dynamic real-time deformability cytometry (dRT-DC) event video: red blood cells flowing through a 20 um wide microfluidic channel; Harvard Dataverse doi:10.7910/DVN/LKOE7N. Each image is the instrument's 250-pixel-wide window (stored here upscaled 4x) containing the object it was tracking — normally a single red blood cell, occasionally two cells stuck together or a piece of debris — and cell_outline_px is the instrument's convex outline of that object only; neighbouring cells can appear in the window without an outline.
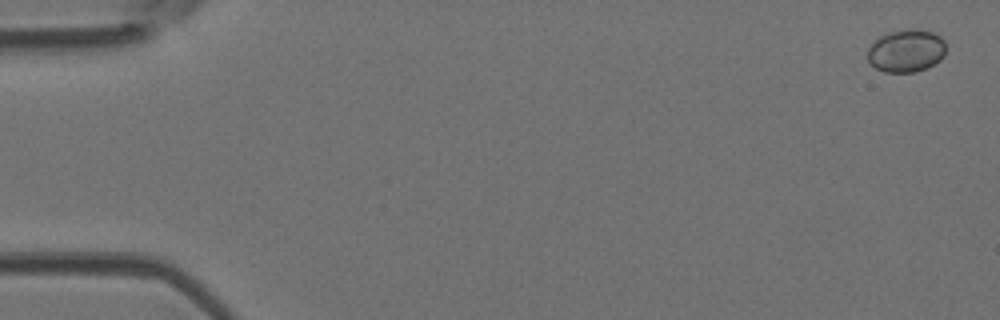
{"species": "Egyptian fruit bat (a non-hibernating species)", "species_latin": "Rousettus aegyptiacus", "temperature_condition": "room temperature", "stored_images_in_passage": 5, "camera_frame_rate_fps": 3000, "um_per_image_px": 0.085, "animal": {"sex": "female"}, "frame": {"image": 1, "passage_image": 1, "time_ms": 0.0, "image_size_px": [1000, 320], "cell_outline_px": [[944, 56], [940, 60], [916, 72], [884, 72], [876, 68], [868, 60], [868, 48], [880, 36], [888, 32], [912, 28], [920, 28], [932, 32], [940, 36], [944, 40]], "centroid_in_image_um": [77.03, 4.3], "position_along_channel_um": 8.0, "area_um2": 19.42}}
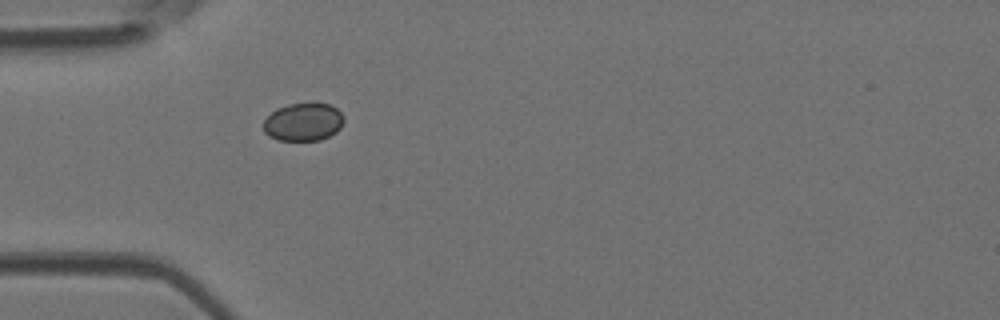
{"frame": {"image": 2, "passage_image": 5, "time_ms": 1.333, "image_size_px": [1000, 320], "cell_outline_px": [[344, 120], [340, 128], [336, 132], [320, 140], [280, 140], [268, 136], [264, 132], [264, 120], [276, 108], [288, 104], [328, 104], [336, 108], [344, 116]], "centroid_in_image_um": [25.78, 10.38], "position_along_channel_um": 59.2, "area_um2": 17.63}}